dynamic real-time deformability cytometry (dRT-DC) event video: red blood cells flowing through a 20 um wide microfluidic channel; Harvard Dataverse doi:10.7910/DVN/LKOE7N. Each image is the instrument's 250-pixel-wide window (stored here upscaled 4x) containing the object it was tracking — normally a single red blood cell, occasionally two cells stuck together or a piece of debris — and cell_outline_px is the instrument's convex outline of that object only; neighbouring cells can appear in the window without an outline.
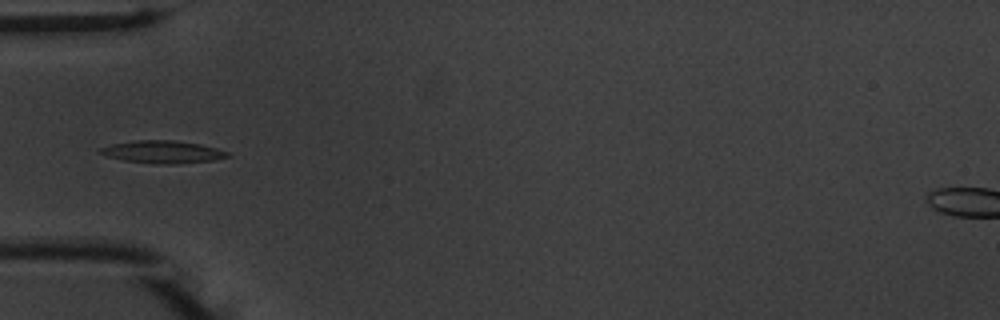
{"species": "common noctule bat (a hibernating species)", "species_latin": "Nyctalus noctula", "temperature_condition": "warm", "stored_images_in_passage": 37, "camera_frame_rate_fps": 3000, "um_per_image_px": 0.085, "animal": {"sex": "male", "body_mass_g": 20.1, "forearm_length_mm": 53.5}, "frame": {"image": 1, "passage_image": 1, "time_ms": 0.0, "image_size_px": [1000, 320], "cell_outline_px": [[232, 156], [216, 160], [176, 164], [156, 164], [124, 160], [108, 156], [96, 152], [100, 148], [112, 144], [136, 140], [172, 140], [200, 144], [216, 148], [228, 152]], "centroid_in_image_um": [13.85, 12.92], "position_along_channel_um": 71.1, "area_um2": 16.76}}
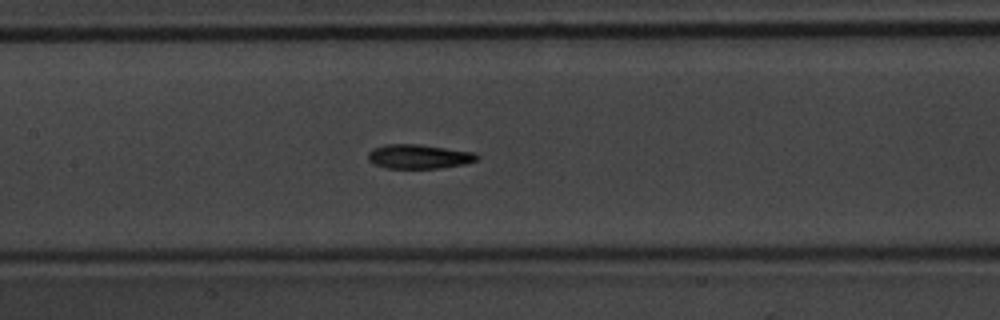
{"frame": {"image": 2, "passage_image": 9, "time_ms": 2.667, "image_size_px": [1000, 320], "cell_outline_px": [[480, 156], [476, 160], [464, 164], [440, 168], [388, 168], [372, 164], [368, 160], [368, 152], [372, 148], [384, 144], [416, 144], [476, 152]], "centroid_in_image_um": [35.58, 13.3], "position_along_channel_um": 171.8, "area_um2": 15.49}}
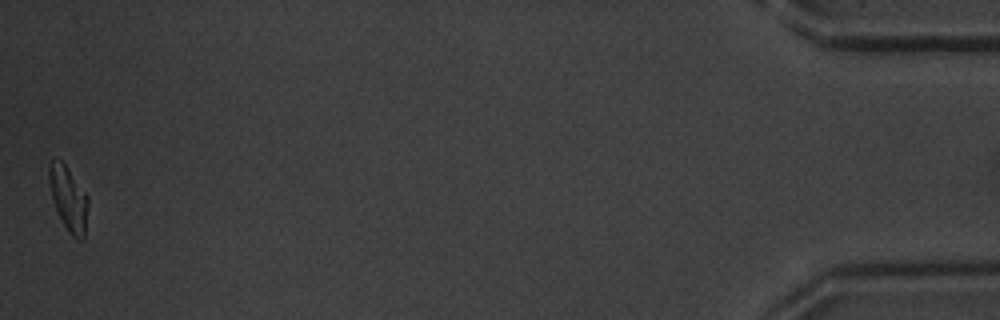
{"frame": {"image": 3, "passage_image": 37, "time_ms": 12.0, "image_size_px": [1000, 320], "cell_outline_px": [[88, 204], [84, 240], [76, 240], [68, 232], [52, 200], [48, 180], [48, 164], [52, 160], [60, 160], [64, 164], [88, 196]], "centroid_in_image_um": [5.81, 16.91], "position_along_channel_um": 429.4, "area_um2": 14.57}, "authors_computed_cell_mechanics": {"area_um2": 15.3748, "velocity_mm_per_s": 3.737, "shape_relaxation_time_tau1_ms": 3.4381, "shape_relaxation_time_tau2_ms": 1.5608, "deformation_change_tau1": 0.1566, "deformation_change_tau2": 0.0874}}